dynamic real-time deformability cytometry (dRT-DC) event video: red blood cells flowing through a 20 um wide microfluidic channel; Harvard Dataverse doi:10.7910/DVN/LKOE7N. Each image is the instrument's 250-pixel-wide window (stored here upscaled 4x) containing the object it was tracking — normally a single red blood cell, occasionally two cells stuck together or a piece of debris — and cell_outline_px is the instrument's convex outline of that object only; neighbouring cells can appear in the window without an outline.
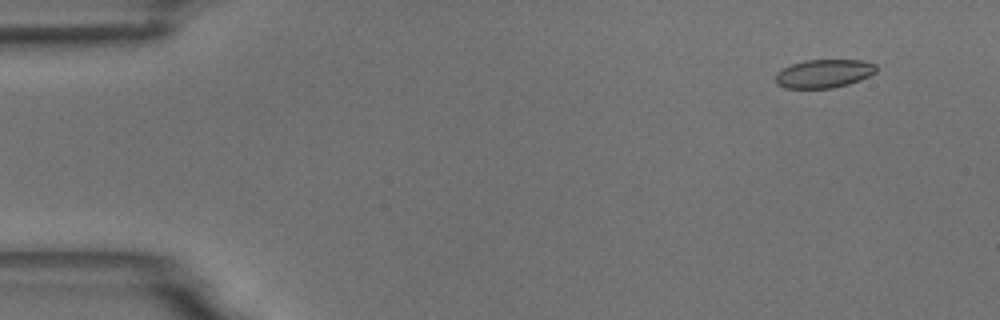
{"species": "common noctule bat (a hibernating species)", "species_latin": "Nyctalus noctula", "temperature_condition": "room temperature", "stored_images_in_passage": 4, "camera_frame_rate_fps": 3000, "um_per_image_px": 0.085, "animal": {"sex": "male", "body_mass_g": 18.8}, "frame": {"image": 1, "passage_image": 1, "time_ms": 0.0, "image_size_px": [1000, 320], "cell_outline_px": [[876, 72], [860, 80], [848, 84], [832, 88], [784, 88], [776, 84], [776, 72], [792, 64], [804, 60], [860, 60], [876, 64]], "centroid_in_image_um": [70.02, 6.26], "position_along_channel_um": 15.0, "area_um2": 16.65}}
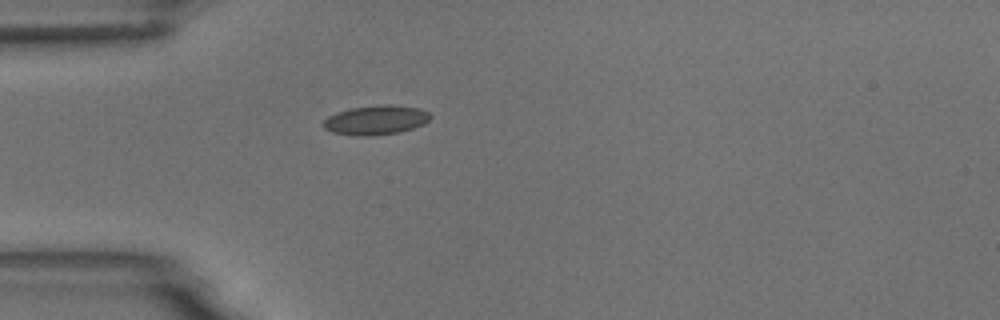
{"frame": {"image": 2, "passage_image": 4, "time_ms": 3.667, "image_size_px": [1000, 320], "cell_outline_px": [[432, 116], [424, 124], [400, 132], [368, 136], [352, 136], [332, 132], [324, 128], [324, 120], [328, 116], [336, 112], [352, 108], [384, 104], [392, 104], [420, 108], [428, 112]], "centroid_in_image_um": [31.95, 10.2], "position_along_channel_um": 53.0, "area_um2": 18.38}}